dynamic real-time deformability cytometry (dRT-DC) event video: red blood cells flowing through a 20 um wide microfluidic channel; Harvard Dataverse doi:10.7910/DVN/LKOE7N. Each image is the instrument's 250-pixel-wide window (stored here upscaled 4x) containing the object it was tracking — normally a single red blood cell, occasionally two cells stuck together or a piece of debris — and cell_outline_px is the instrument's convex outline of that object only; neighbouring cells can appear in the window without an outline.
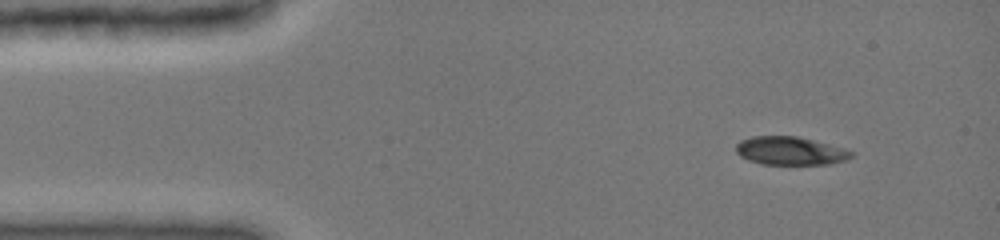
{"species": "common noctule bat (a hibernating species)", "species_latin": "Nyctalus noctula", "temperature_condition": "cold", "stored_images_in_passage": 43, "camera_frame_rate_fps": 3000, "um_per_image_px": 0.085, "animal": {"sex": "female", "body_mass_g": 19.0, "forearm_length_mm": 51.5}, "frame": {"image": 1, "passage_image": 1, "time_ms": 0.0, "image_size_px": [1000, 240], "cell_outline_px": [[852, 156], [848, 160], [828, 164], [760, 164], [748, 160], [740, 156], [736, 152], [736, 144], [740, 140], [752, 136], [796, 136], [844, 148], [852, 152]], "centroid_in_image_um": [67.14, 12.82], "position_along_channel_um": 17.9, "area_um2": 18.96}}
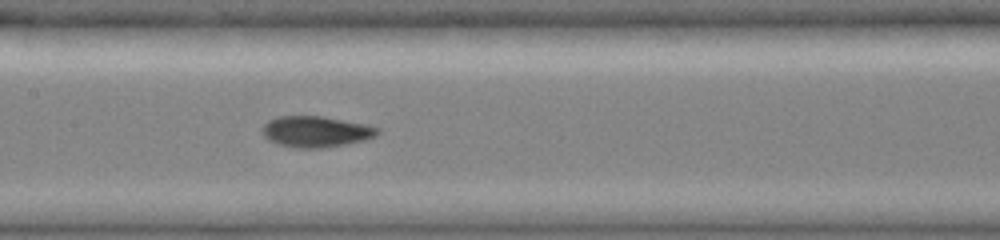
{"frame": {"image": 2, "passage_image": 19, "time_ms": 6.0, "image_size_px": [1000, 240], "cell_outline_px": [[380, 132], [376, 136], [364, 140], [344, 144], [320, 148], [296, 148], [280, 144], [268, 140], [264, 136], [260, 128], [268, 120], [280, 116], [324, 116], [364, 124], [380, 128]], "centroid_in_image_um": [26.83, 11.18], "position_along_channel_um": 180.6, "area_um2": 20.81}}
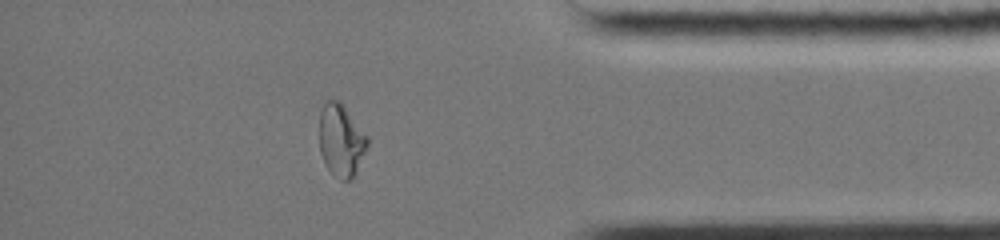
{"frame": {"image": 3, "passage_image": 37, "time_ms": 12.0, "image_size_px": [1000, 240], "cell_outline_px": [[368, 144], [356, 172], [348, 180], [340, 180], [324, 164], [320, 152], [320, 112], [324, 104], [328, 100], [340, 100], [368, 136]], "centroid_in_image_um": [28.99, 11.9], "position_along_channel_um": 406.2, "area_um2": 20.11}, "authors_computed_cell_mechanics": {"area_um2": 20.1144, "velocity_mm_per_s": 3.993, "shape_relaxation_time_tau1_ms": null, "shape_relaxation_time_tau2_ms": 1.4809, "deformation_change_tau1": null, "deformation_change_tau2": 0.0465}}